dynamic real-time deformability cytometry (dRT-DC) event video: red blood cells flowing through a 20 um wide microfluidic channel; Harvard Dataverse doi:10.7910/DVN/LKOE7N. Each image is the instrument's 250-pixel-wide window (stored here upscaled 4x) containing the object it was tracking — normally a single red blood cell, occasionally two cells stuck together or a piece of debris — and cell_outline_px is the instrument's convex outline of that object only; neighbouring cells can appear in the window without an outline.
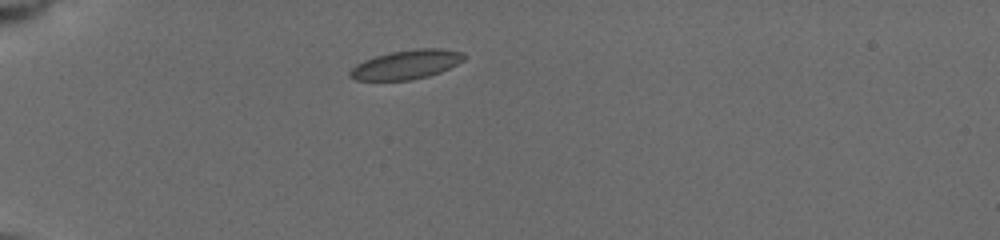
{"species": "common noctule bat (a hibernating species)", "species_latin": "Nyctalus noctula", "temperature_condition": "cold", "stored_images_in_passage": 3, "camera_frame_rate_fps": 3000, "um_per_image_px": 0.085, "animal": {"sex": "female", "body_mass_g": 19.5, "forearm_length_mm": 54.1}, "frame": {"image": 1, "passage_image": 1, "time_ms": 0.0, "image_size_px": [1000, 240], "cell_outline_px": [[468, 56], [464, 60], [440, 72], [428, 76], [408, 80], [356, 80], [348, 76], [348, 72], [356, 64], [364, 60], [376, 56], [392, 52], [416, 48], [440, 48], [464, 52]], "centroid_in_image_um": [34.56, 5.48], "position_along_channel_um": 50.4, "area_um2": 19.36}}
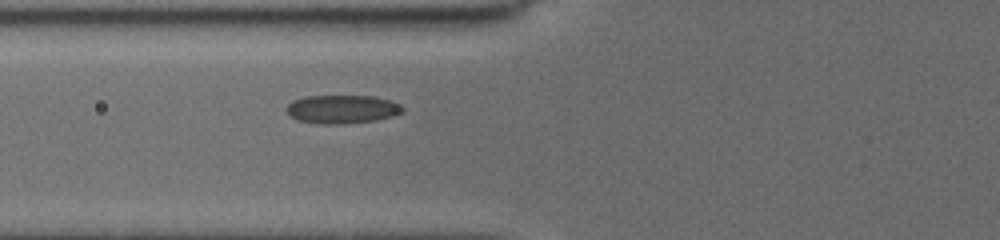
{"frame": {"image": 2, "passage_image": 3, "time_ms": 2.0, "image_size_px": [1000, 240], "cell_outline_px": [[404, 112], [392, 116], [376, 120], [340, 124], [320, 124], [296, 120], [284, 108], [292, 100], [304, 96], [372, 96], [388, 100], [400, 104], [404, 108]], "centroid_in_image_um": [29.06, 9.28], "position_along_channel_um": 96.7, "area_um2": 19.31}}